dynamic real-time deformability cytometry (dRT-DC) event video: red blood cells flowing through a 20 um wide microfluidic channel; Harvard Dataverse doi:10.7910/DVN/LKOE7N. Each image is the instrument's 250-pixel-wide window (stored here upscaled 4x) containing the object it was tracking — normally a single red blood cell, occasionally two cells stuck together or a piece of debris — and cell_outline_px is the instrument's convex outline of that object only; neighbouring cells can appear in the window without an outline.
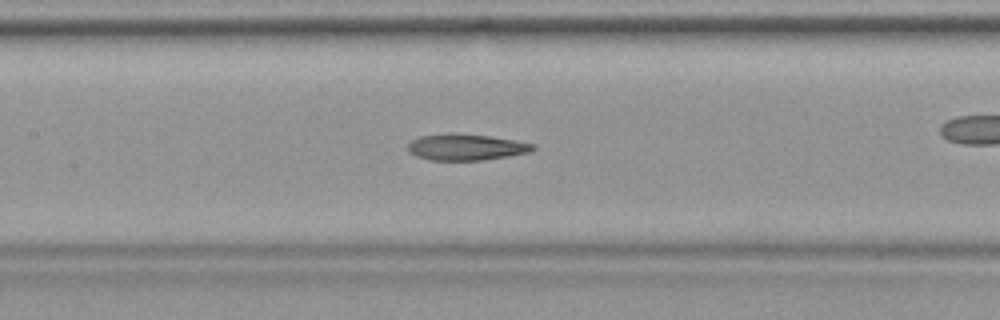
{"species": "common noctule bat (a hibernating species)", "species_latin": "Nyctalus noctula", "temperature_condition": "warm", "stored_images_in_passage": 40, "camera_frame_rate_fps": 3000, "um_per_image_px": 0.085, "animal": {"sex": "female", "body_mass_g": 19.9}, "frame": {"image": 1, "passage_image": 18, "time_ms": 5.667, "image_size_px": [1000, 320], "cell_outline_px": [[536, 148], [528, 152], [508, 156], [480, 160], [428, 160], [416, 156], [408, 152], [408, 144], [412, 140], [420, 136], [448, 132], [456, 132], [492, 136], [516, 140], [536, 144]], "centroid_in_image_um": [39.6, 12.48], "position_along_channel_um": 167.8, "area_um2": 19.48}}